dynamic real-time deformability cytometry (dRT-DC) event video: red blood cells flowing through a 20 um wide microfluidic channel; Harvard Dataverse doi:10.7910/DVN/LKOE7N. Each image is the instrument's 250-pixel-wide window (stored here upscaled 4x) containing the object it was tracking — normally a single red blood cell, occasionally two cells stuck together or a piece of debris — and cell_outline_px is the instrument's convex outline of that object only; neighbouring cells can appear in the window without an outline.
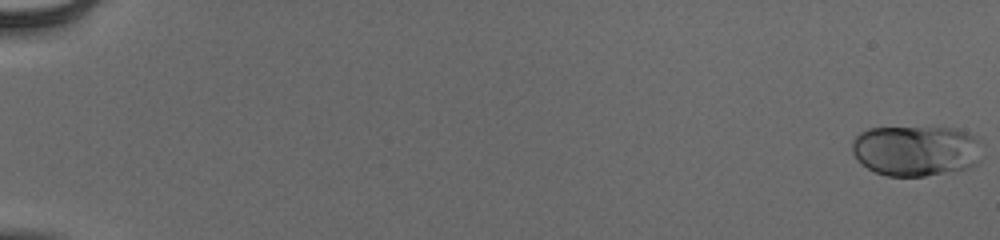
{"species": "human", "species_latin": "Homo sapiens", "temperature_condition": "cold", "stored_images_in_passage": 55, "camera_frame_rate_fps": 3000, "um_per_image_px": 0.085, "donor": {"sex": "male"}, "frame": {"image": 1, "passage_image": 1, "time_ms": 0.0, "image_size_px": [1000, 240], "cell_outline_px": [[980, 160], [976, 164], [968, 168], [924, 176], [888, 176], [876, 172], [868, 168], [852, 152], [852, 140], [860, 132], [868, 128], [956, 128], [976, 136], [980, 140]], "centroid_in_image_um": [77.88, 12.8], "position_along_channel_um": 7.1, "area_um2": 38.32}}
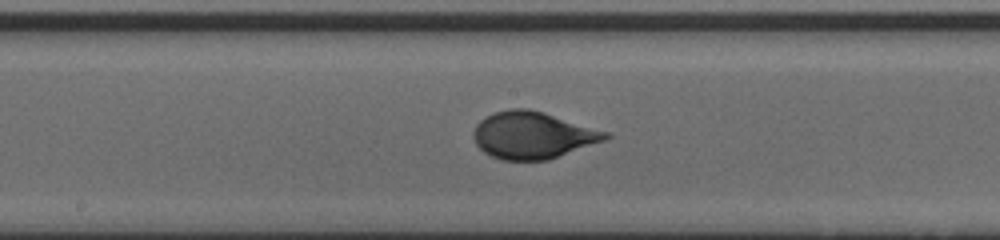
{"frame": {"image": 2, "passage_image": 32, "time_ms": 10.333, "image_size_px": [1000, 240], "cell_outline_px": [[612, 136], [604, 140], [548, 160], [500, 160], [484, 152], [476, 144], [472, 136], [472, 132], [476, 124], [484, 116], [492, 112], [508, 108], [528, 108], [544, 112], [608, 132]], "centroid_in_image_um": [45.23, 11.48], "position_along_channel_um": 203.0, "area_um2": 36.24}}
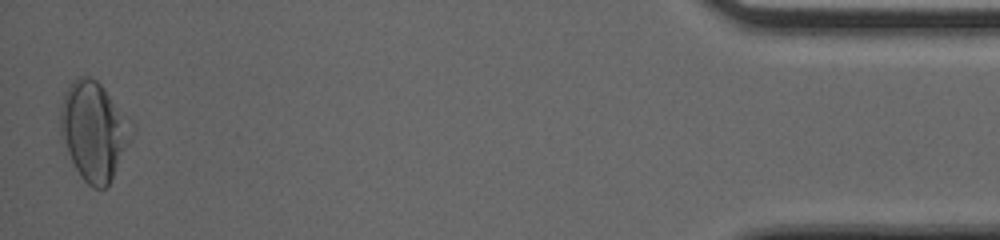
{"frame": {"image": 3, "passage_image": 55, "time_ms": 18.0, "image_size_px": [1000, 240], "cell_outline_px": [[128, 144], [108, 184], [104, 188], [92, 188], [80, 176], [68, 152], [60, 132], [60, 108], [64, 92], [68, 84], [76, 76], [84, 72], [96, 80], [100, 84], [108, 96], [112, 104], [128, 140]], "centroid_in_image_um": [7.78, 11.11], "position_along_channel_um": 427.4, "area_um2": 38.09}, "authors_computed_cell_mechanics": {"area_um2": 36.0672, "velocity_mm_per_s": 3.9121, "shape_relaxation_time_tau1_ms": 4.1645, "shape_relaxation_time_tau2_ms": null, "deformation_change_tau1": 0.1562, "deformation_change_tau2": null}}